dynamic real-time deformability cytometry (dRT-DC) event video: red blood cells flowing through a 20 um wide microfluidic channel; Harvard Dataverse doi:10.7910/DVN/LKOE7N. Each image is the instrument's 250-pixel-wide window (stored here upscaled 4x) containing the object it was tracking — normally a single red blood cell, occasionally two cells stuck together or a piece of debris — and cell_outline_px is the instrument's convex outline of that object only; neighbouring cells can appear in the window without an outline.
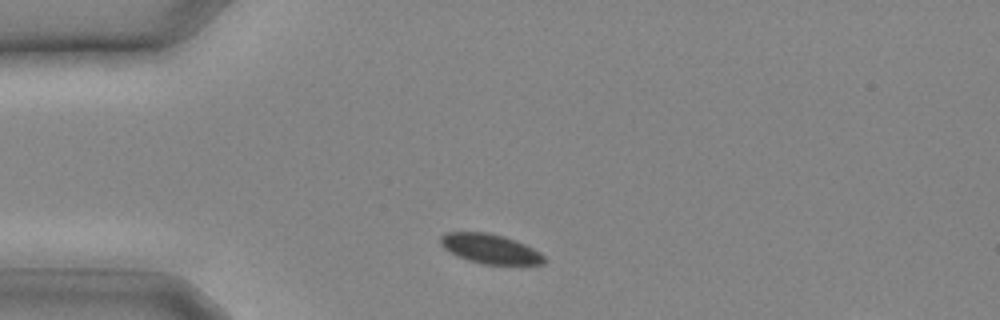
{"species": "common noctule bat (a hibernating species)", "species_latin": "Nyctalus noctula", "temperature_condition": "cold", "stored_images_in_passage": 7, "camera_frame_rate_fps": 3000, "um_per_image_px": 0.085, "animal": {"sex": "male", "body_mass_g": 20.4}, "frame": {"image": 1, "passage_image": 2, "time_ms": 0.333, "image_size_px": [1000, 320], "cell_outline_px": [[548, 260], [544, 264], [484, 264], [468, 260], [444, 248], [440, 244], [440, 236], [444, 232], [488, 232], [504, 236], [524, 244], [540, 252]], "centroid_in_image_um": [41.68, 21.14], "position_along_channel_um": 43.3, "area_um2": 17.74}}
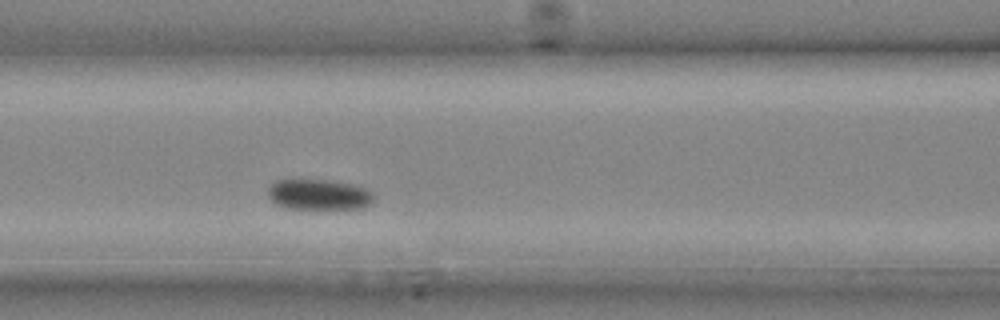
{"frame": {"image": 2, "passage_image": 7, "time_ms": 2.0, "image_size_px": [1000, 320], "cell_outline_px": [[372, 204], [364, 208], [316, 212], [284, 208], [276, 204], [268, 196], [268, 188], [276, 180], [300, 176], [328, 180], [368, 188], [372, 192]], "centroid_in_image_um": [27.06, 16.56], "position_along_channel_um": 139.5, "area_um2": 20.58}}